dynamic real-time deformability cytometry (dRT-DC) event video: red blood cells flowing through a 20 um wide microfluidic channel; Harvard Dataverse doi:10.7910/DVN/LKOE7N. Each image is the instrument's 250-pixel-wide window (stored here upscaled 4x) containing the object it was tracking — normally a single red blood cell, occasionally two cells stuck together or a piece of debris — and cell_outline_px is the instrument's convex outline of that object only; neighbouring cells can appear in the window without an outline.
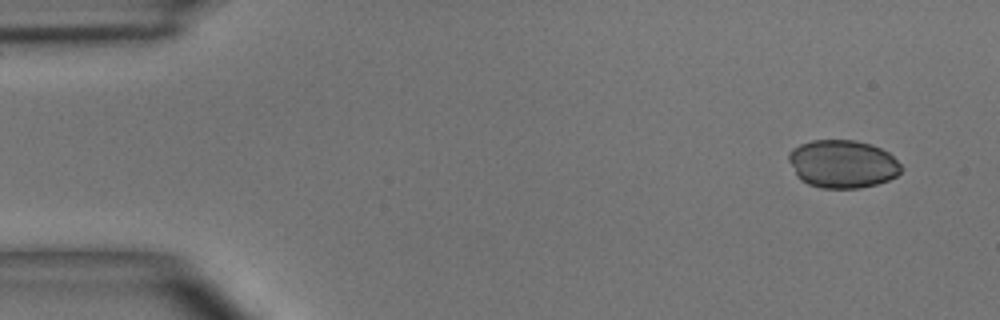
{"species": "common noctule bat (a hibernating species)", "species_latin": "Nyctalus noctula", "temperature_condition": "room temperature", "stored_images_in_passage": 4, "segment_of_instrument_passage": [2, 2], "camera_frame_rate_fps": 3000, "um_per_image_px": 0.085, "animal": {"sex": "male", "body_mass_g": 15.6}, "frame": {"image": 1, "passage_image": 4, "time_ms": 4.667, "image_size_px": [1000, 320], "cell_outline_px": [[904, 168], [896, 176], [888, 180], [876, 184], [860, 188], [824, 188], [808, 184], [800, 180], [796, 176], [788, 160], [788, 152], [792, 148], [800, 144], [812, 140], [856, 140], [880, 148], [888, 152]], "centroid_in_image_um": [71.59, 13.94], "position_along_channel_um": 13.4, "area_um2": 31.56}}